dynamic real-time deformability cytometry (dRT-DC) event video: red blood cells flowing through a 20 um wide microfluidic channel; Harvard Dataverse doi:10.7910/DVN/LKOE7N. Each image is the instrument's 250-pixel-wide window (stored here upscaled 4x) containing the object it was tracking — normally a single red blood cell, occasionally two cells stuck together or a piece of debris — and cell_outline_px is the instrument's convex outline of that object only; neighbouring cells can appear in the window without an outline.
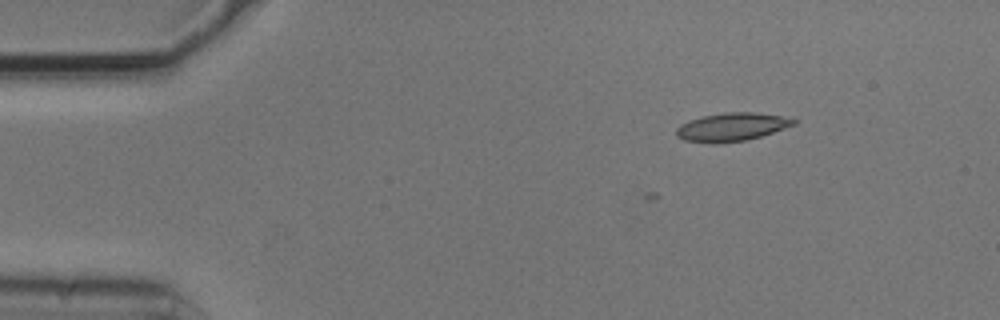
{"species": "common noctule bat (a hibernating species)", "species_latin": "Nyctalus noctula", "temperature_condition": "cold", "stored_images_in_passage": 8, "camera_frame_rate_fps": 3000, "um_per_image_px": 0.085, "animal": {"sex": "male", "body_mass_g": 20.5, "forearm_length_mm": 52.5}, "frame": {"image": 1, "passage_image": 2, "time_ms": 0.333, "image_size_px": [1000, 320], "cell_outline_px": [[800, 120], [796, 124], [760, 136], [744, 140], [716, 144], [684, 140], [676, 136], [676, 128], [680, 124], [688, 120], [704, 116], [728, 112], [752, 112], [780, 116]], "centroid_in_image_um": [62.17, 10.79], "position_along_channel_um": 22.8, "area_um2": 19.19}}
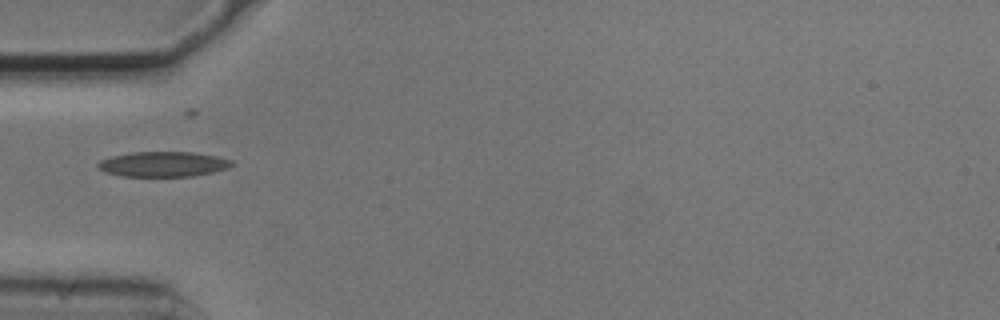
{"frame": {"image": 2, "passage_image": 5, "time_ms": 1.333, "image_size_px": [1000, 320], "cell_outline_px": [[236, 164], [228, 168], [212, 172], [192, 176], [120, 176], [104, 172], [96, 168], [96, 164], [100, 160], [112, 156], [132, 152], [192, 152], [216, 156], [232, 160]], "centroid_in_image_um": [13.84, 13.95], "position_along_channel_um": 71.2, "area_um2": 19.71}}
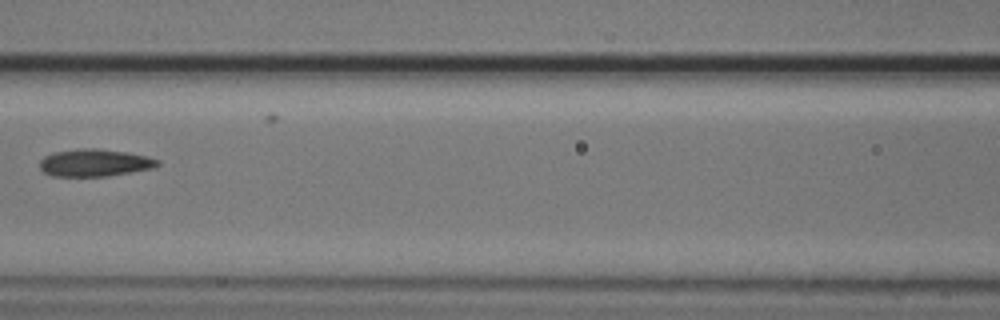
{"frame": {"image": 3, "passage_image": 7, "time_ms": 2.0, "image_size_px": [1000, 320], "cell_outline_px": [[160, 164], [156, 168], [108, 176], [52, 176], [44, 172], [40, 168], [40, 160], [44, 156], [56, 152], [80, 148], [100, 148], [128, 152], [160, 160]], "centroid_in_image_um": [8.08, 13.83], "position_along_channel_um": 158.5, "area_um2": 18.9}}